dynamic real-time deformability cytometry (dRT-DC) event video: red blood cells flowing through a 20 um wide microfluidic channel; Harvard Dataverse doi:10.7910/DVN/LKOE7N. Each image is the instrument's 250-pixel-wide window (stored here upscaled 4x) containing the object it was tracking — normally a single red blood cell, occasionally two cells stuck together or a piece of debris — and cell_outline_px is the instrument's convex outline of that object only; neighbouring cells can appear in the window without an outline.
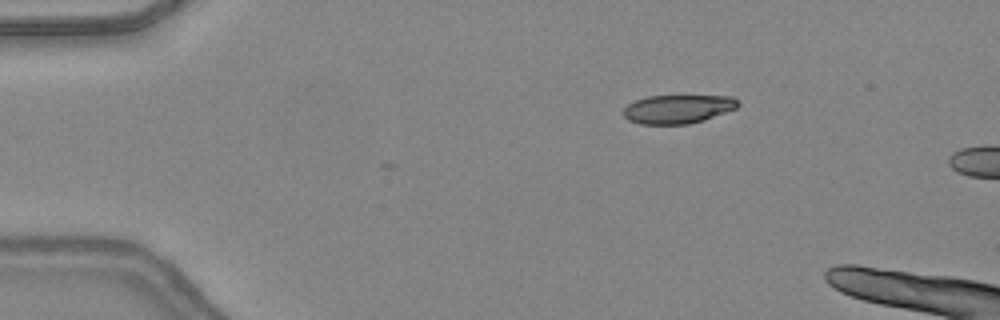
{"species": "common noctule bat (a hibernating species)", "species_latin": "Nyctalus noctula", "temperature_condition": "warm", "stored_images_in_passage": 3, "camera_frame_rate_fps": 3000, "um_per_image_px": 0.085, "animal": {"sex": "female", "body_mass_g": 24.6, "forearm_length_mm": 56.2}, "frame": {"image": 1, "passage_image": 1, "time_ms": 0.0, "image_size_px": [1000, 320], "cell_outline_px": [[740, 104], [736, 108], [704, 120], [688, 124], [640, 124], [628, 120], [624, 116], [624, 108], [628, 104], [636, 100], [648, 96], [732, 96]], "centroid_in_image_um": [57.61, 9.27], "position_along_channel_um": 27.4, "area_um2": 19.02}}